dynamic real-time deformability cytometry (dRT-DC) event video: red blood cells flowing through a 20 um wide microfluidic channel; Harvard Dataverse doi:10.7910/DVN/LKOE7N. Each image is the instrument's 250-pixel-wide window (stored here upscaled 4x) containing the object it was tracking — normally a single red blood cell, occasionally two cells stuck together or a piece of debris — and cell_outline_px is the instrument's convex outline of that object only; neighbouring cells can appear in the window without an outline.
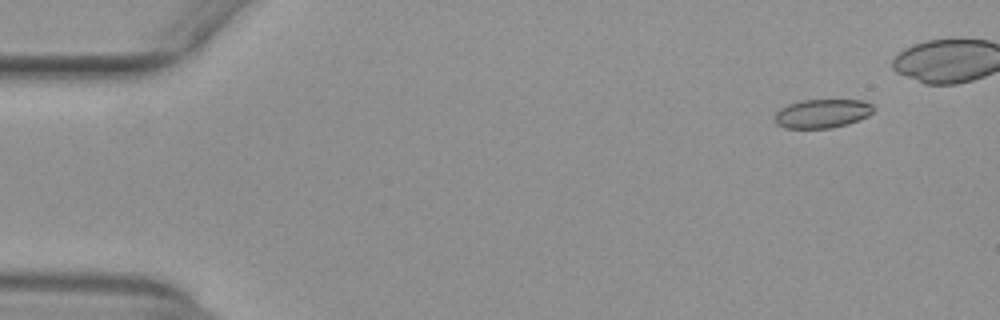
{"species": "common noctule bat (a hibernating species)", "species_latin": "Nyctalus noctula", "temperature_condition": "warm", "stored_images_in_passage": 40, "camera_frame_rate_fps": 3000, "um_per_image_px": 0.085, "animal": {"sex": "female", "body_mass_g": 29.2, "forearm_length_mm": 56.3}, "frame": {"image": 1, "passage_image": 1, "time_ms": 0.0, "image_size_px": [1000, 320], "cell_outline_px": [[872, 112], [868, 116], [848, 124], [832, 128], [784, 128], [776, 124], [776, 112], [780, 108], [788, 104], [800, 100], [864, 100], [872, 104]], "centroid_in_image_um": [69.88, 9.65], "position_along_channel_um": 15.1, "area_um2": 16.59}}
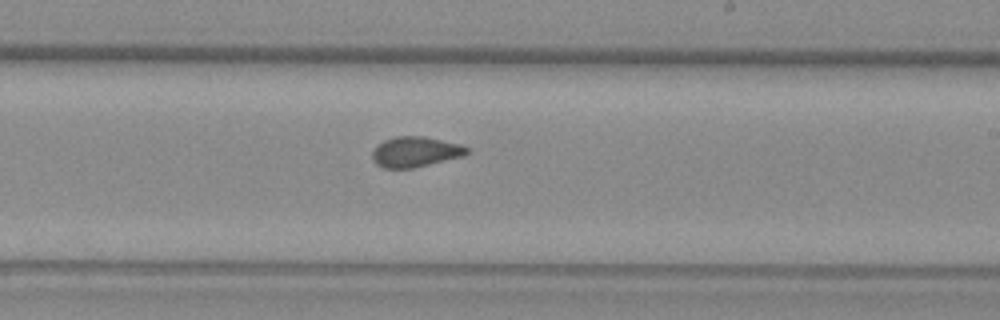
{"frame": {"image": 2, "passage_image": 28, "time_ms": 9.0, "image_size_px": [1000, 320], "cell_outline_px": [[468, 152], [464, 156], [412, 168], [384, 168], [376, 164], [372, 160], [372, 152], [384, 140], [396, 136], [424, 136], [460, 144], [468, 148]], "centroid_in_image_um": [35.3, 12.91], "position_along_channel_um": 253.7, "area_um2": 16.59}}
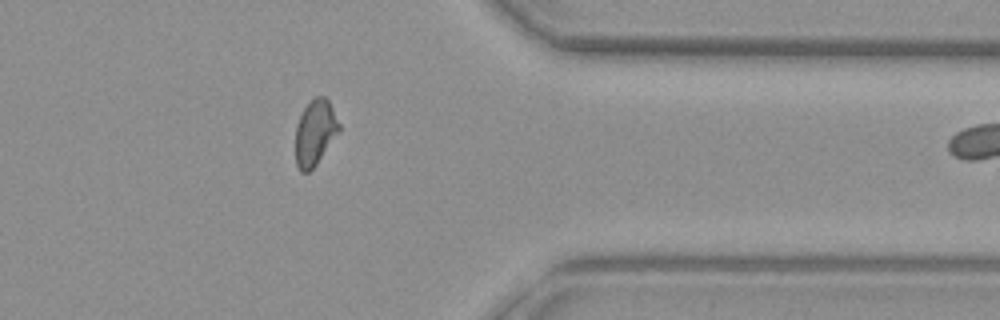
{"frame": {"image": 3, "passage_image": 39, "time_ms": 12.667, "image_size_px": [1000, 320], "cell_outline_px": [[340, 132], [316, 164], [308, 172], [300, 172], [296, 164], [296, 124], [304, 108], [316, 96], [324, 96], [328, 100], [340, 124]], "centroid_in_image_um": [26.79, 11.28], "position_along_channel_um": 384.6, "area_um2": 16.53}}